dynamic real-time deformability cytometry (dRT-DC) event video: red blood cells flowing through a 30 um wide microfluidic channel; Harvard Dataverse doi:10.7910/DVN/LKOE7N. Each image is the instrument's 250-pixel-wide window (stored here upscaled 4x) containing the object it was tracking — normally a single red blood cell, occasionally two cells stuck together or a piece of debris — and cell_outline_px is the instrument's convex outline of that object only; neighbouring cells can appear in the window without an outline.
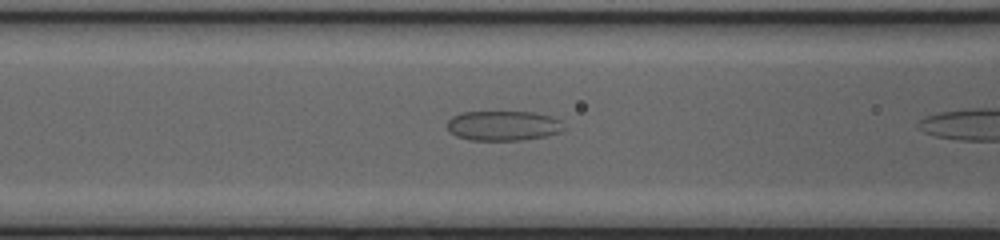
{"species": "common noctule bat (a hibernating species)", "species_latin": "Nyctalus noctula", "temperature_condition": "cold", "stored_images_in_passage": 6, "camera_frame_rate_fps": 3000, "um_per_image_px": 0.085, "animal": {"sex": "female", "body_mass_g": 20.0, "forearm_length_mm": 54.0}, "frame": {"image": 1, "passage_image": 5, "time_ms": 1.333, "image_size_px": [1000, 240], "cell_outline_px": [[568, 128], [560, 132], [544, 136], [524, 140], [468, 140], [456, 136], [448, 128], [448, 120], [452, 116], [460, 112], [532, 112], [552, 116], [560, 120]], "centroid_in_image_um": [42.81, 10.68], "position_along_channel_um": 123.8, "area_um2": 20.46}}